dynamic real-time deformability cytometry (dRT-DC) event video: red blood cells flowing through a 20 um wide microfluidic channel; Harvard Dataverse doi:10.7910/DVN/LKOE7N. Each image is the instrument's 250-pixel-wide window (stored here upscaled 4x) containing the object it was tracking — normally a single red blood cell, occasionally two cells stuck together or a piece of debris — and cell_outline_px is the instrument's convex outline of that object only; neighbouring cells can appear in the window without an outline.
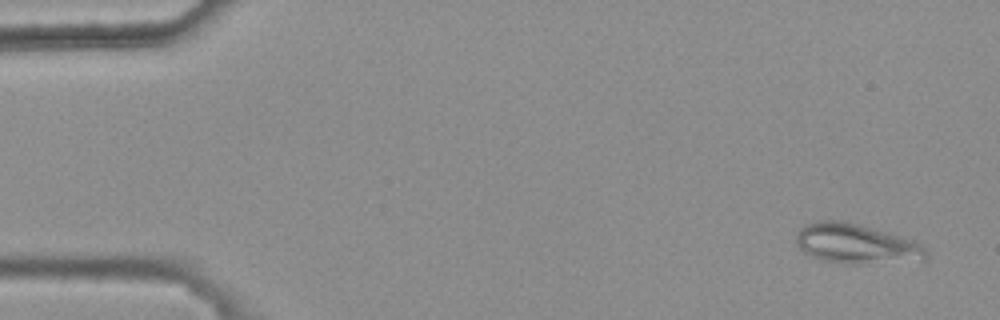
{"species": "common noctule bat (a hibernating species)", "species_latin": "Nyctalus noctula", "temperature_condition": "warm", "stored_images_in_passage": 4, "camera_frame_rate_fps": 3000, "um_per_image_px": 0.085, "animal": {"sex": "female", "body_mass_g": 25.1}, "frame": {"image": 1, "passage_image": 1, "time_ms": 0.0, "image_size_px": [1000, 320], "cell_outline_px": [[928, 256], [924, 260], [860, 264], [844, 264], [820, 260], [804, 252], [796, 244], [796, 236], [800, 228], [804, 224], [816, 220], [844, 220], [888, 232], [912, 240], [920, 244], [928, 252]], "centroid_in_image_um": [72.74, 20.72], "position_along_channel_um": 12.3, "area_um2": 30.4}}